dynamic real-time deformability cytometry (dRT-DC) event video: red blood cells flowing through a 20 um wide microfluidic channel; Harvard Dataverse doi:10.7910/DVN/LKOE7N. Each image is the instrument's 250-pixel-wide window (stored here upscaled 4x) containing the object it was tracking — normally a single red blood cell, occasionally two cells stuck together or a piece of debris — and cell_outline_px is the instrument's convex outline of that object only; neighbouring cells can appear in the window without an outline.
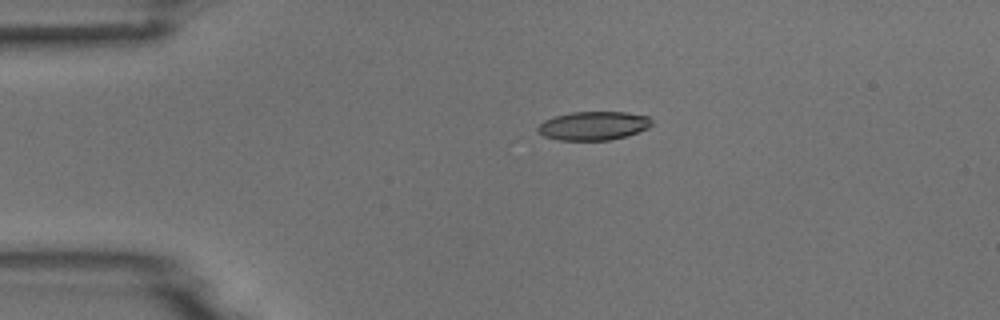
{"species": "common noctule bat (a hibernating species)", "species_latin": "Nyctalus noctula", "temperature_condition": "room temperature", "stored_images_in_passage": 4, "camera_frame_rate_fps": 3000, "um_per_image_px": 0.085, "animal": {"sex": "male", "body_mass_g": 18.8}, "frame": {"image": 1, "passage_image": 2, "time_ms": 1.333, "image_size_px": [1000, 320], "cell_outline_px": [[652, 124], [648, 128], [624, 136], [608, 140], [560, 140], [544, 136], [536, 128], [544, 120], [556, 116], [572, 112], [628, 112], [648, 116], [652, 120]], "centroid_in_image_um": [50.45, 10.68], "position_along_channel_um": 34.5, "area_um2": 18.84}}
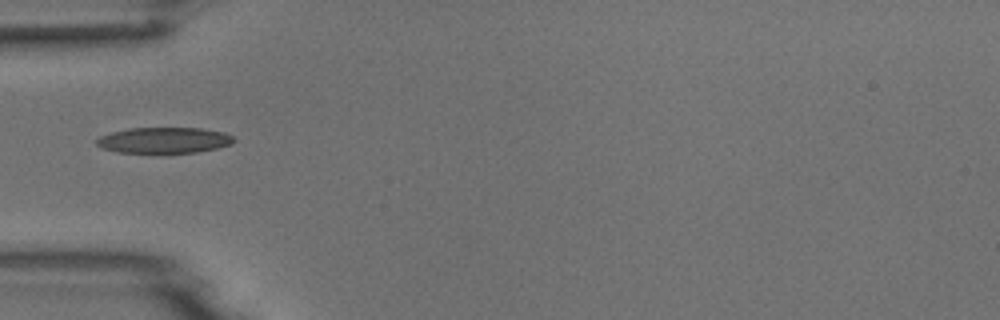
{"frame": {"image": 2, "passage_image": 4, "time_ms": 3.333, "image_size_px": [1000, 320], "cell_outline_px": [[236, 140], [232, 144], [216, 148], [196, 152], [120, 152], [100, 148], [96, 144], [96, 140], [100, 136], [112, 132], [128, 128], [200, 128], [224, 132], [232, 136]], "centroid_in_image_um": [13.94, 11.91], "position_along_channel_um": 71.1, "area_um2": 20.52}}